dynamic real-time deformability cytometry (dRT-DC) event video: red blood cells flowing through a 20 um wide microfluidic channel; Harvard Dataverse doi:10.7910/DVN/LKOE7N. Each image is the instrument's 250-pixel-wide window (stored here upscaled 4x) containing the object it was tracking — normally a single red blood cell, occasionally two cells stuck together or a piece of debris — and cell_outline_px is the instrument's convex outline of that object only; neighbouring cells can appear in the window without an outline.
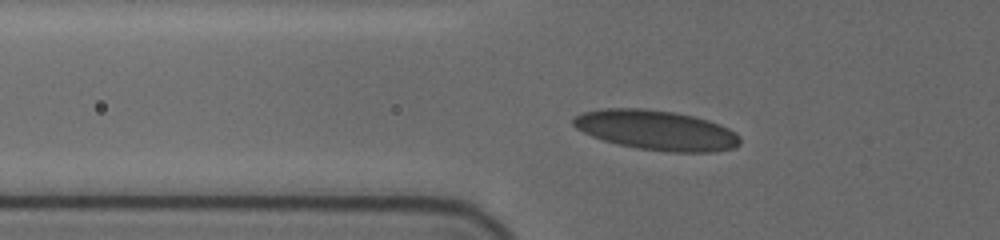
{"species": "human", "species_latin": "Homo sapiens", "temperature_condition": "cold", "stored_images_in_passage": 21, "camera_frame_rate_fps": 3000, "um_per_image_px": 0.085, "donor": {"sex": "female"}, "frame": {"image": 1, "passage_image": 8, "time_ms": 4.0, "image_size_px": [1000, 240], "cell_outline_px": [[740, 144], [736, 148], [716, 152], [668, 152], [640, 148], [616, 144], [592, 136], [576, 128], [572, 124], [572, 116], [584, 112], [604, 108], [644, 108], [676, 112], [708, 120], [720, 124], [736, 132], [740, 136]], "centroid_in_image_um": [55.81, 11.06], "position_along_channel_um": 70.0, "area_um2": 38.96}}
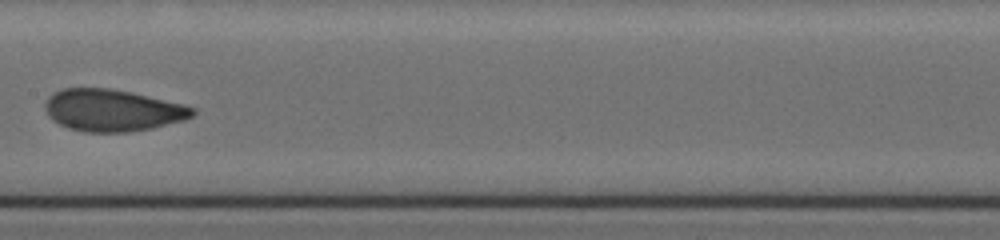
{"frame": {"image": 2, "passage_image": 14, "time_ms": 7.667, "image_size_px": [1000, 240], "cell_outline_px": [[196, 112], [192, 116], [184, 120], [152, 128], [128, 132], [84, 132], [68, 128], [52, 120], [48, 116], [44, 108], [44, 104], [48, 96], [64, 88], [108, 88], [132, 92], [184, 104], [196, 108]], "centroid_in_image_um": [9.56, 9.38], "position_along_channel_um": 197.8, "area_um2": 36.18}}
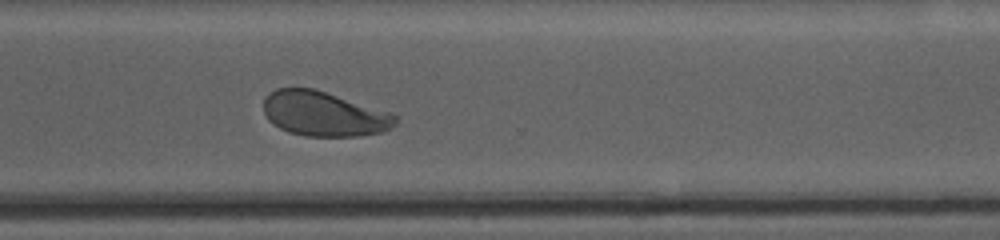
{"frame": {"image": 3, "passage_image": 21, "time_ms": 11.667, "image_size_px": [1000, 240], "cell_outline_px": [[396, 124], [392, 128], [380, 132], [360, 136], [304, 136], [288, 132], [272, 124], [268, 120], [264, 112], [264, 96], [268, 92], [276, 88], [316, 88], [392, 112], [396, 116]], "centroid_in_image_um": [27.53, 9.66], "position_along_channel_um": 343.1, "area_um2": 34.91}}